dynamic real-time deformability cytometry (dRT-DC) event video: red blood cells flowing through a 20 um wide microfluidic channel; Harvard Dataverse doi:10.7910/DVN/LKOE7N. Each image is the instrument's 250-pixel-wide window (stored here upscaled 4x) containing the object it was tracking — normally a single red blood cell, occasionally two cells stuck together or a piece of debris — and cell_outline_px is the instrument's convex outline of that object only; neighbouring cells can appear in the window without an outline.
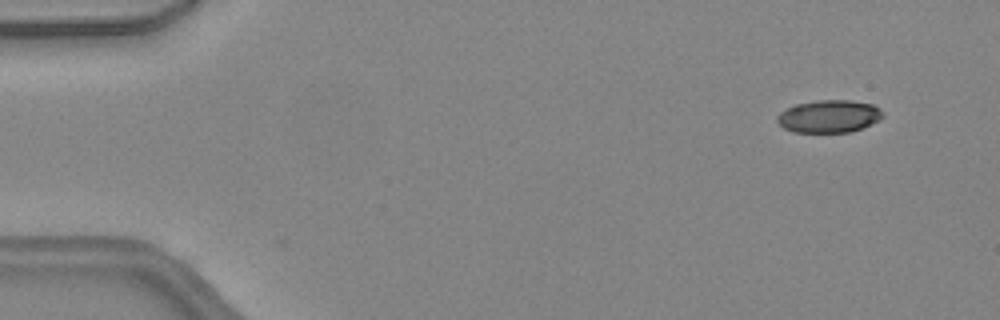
{"species": "common noctule bat (a hibernating species)", "species_latin": "Nyctalus noctula", "temperature_condition": "warm", "stored_images_in_passage": 43, "camera_frame_rate_fps": 3000, "um_per_image_px": 0.085, "animal": {"sex": "female", "body_mass_g": 24.6, "forearm_length_mm": 56.2}, "frame": {"image": 1, "passage_image": 1, "time_ms": 0.0, "image_size_px": [1000, 320], "cell_outline_px": [[884, 116], [880, 120], [852, 132], [792, 132], [784, 128], [776, 120], [776, 116], [780, 112], [796, 104], [816, 100], [848, 100], [872, 104], [880, 108], [884, 112]], "centroid_in_image_um": [70.48, 9.89], "position_along_channel_um": 14.5, "area_um2": 20.17}}
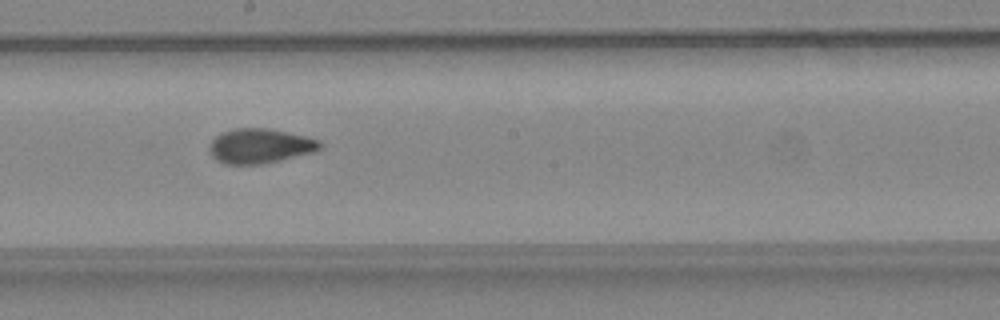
{"frame": {"image": 2, "passage_image": 23, "time_ms": 7.333, "image_size_px": [1000, 320], "cell_outline_px": [[324, 144], [316, 152], [280, 160], [260, 164], [224, 164], [212, 156], [208, 148], [212, 140], [216, 136], [224, 132], [236, 128], [268, 128], [304, 136], [320, 140]], "centroid_in_image_um": [22.12, 12.41], "position_along_channel_um": 226.1, "area_um2": 22.31}}
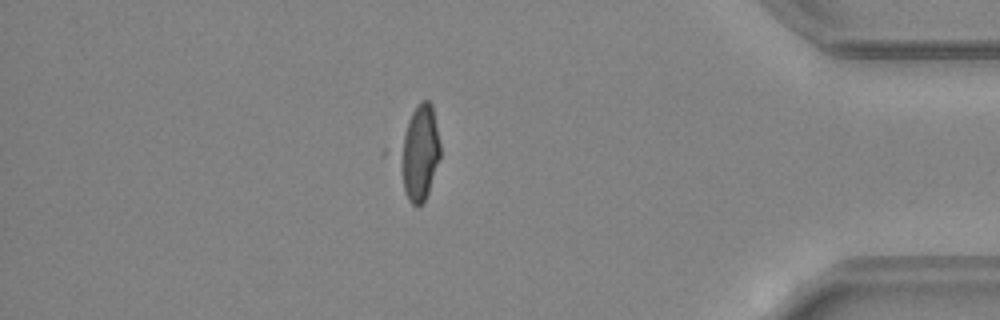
{"frame": {"image": 3, "passage_image": 37, "time_ms": 12.0, "image_size_px": [1000, 320], "cell_outline_px": [[440, 156], [428, 192], [424, 200], [416, 208], [408, 200], [380, 156], [380, 152], [420, 100], [428, 100], [432, 104], [440, 144]], "centroid_in_image_um": [35.22, 12.99], "position_along_channel_um": 400.0, "area_um2": 28.03}, "authors_computed_cell_mechanics": {"area_um2": 22.3108, "velocity_mm_per_s": 4.5188, "shape_relaxation_time_tau1_ms": null, "shape_relaxation_time_tau2_ms": 1.2729, "deformation_change_tau1": null, "deformation_change_tau2": 0.0716}}